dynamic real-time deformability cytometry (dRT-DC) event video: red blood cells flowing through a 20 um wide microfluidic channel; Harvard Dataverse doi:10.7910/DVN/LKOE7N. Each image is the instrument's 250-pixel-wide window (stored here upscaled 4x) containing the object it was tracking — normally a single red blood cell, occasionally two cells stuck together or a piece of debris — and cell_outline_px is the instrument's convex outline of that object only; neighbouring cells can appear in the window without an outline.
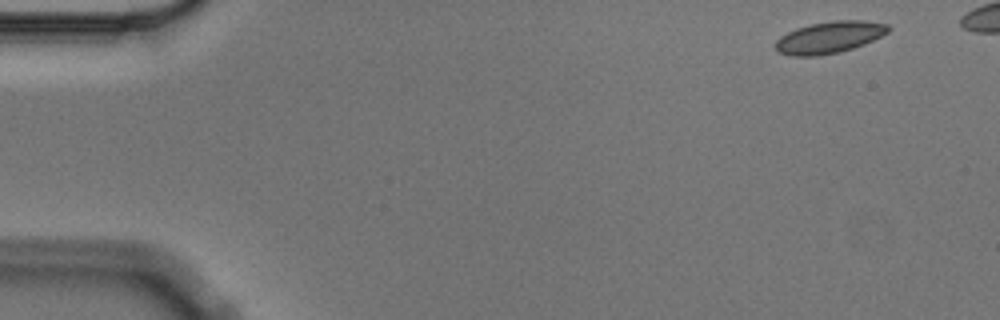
{"species": "Egyptian fruit bat (a non-hibernating species)", "species_latin": "Rousettus aegyptiacus", "temperature_condition": "cold", "stored_images_in_passage": 5, "segment_of_instrument_passage": [2, 2], "camera_frame_rate_fps": 3000, "um_per_image_px": 0.085, "animal": {"sex": "male"}, "frame": {"image": 1, "passage_image": 5, "time_ms": 1.333, "image_size_px": [1000, 320], "cell_outline_px": [[892, 28], [888, 32], [864, 44], [840, 52], [816, 56], [792, 56], [776, 52], [776, 40], [780, 36], [796, 28], [812, 24], [832, 20], [864, 20], [888, 24]], "centroid_in_image_um": [70.49, 3.17], "position_along_channel_um": 14.5, "area_um2": 20.92}}